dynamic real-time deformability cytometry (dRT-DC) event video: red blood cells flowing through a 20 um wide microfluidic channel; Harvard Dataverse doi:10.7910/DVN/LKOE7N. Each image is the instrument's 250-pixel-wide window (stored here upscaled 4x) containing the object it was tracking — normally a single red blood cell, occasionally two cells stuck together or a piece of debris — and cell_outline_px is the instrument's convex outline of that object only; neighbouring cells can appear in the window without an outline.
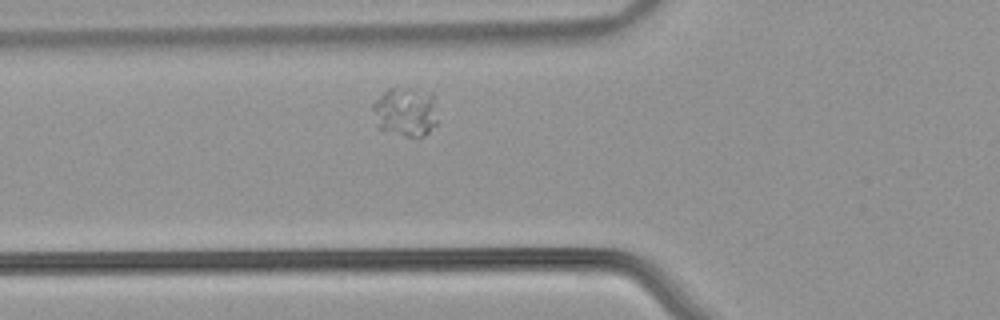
{"species": "common noctule bat (a hibernating species)", "species_latin": "Nyctalus noctula", "temperature_condition": "warm", "stored_images_in_passage": 37, "segment_of_instrument_passage": [1, 2], "camera_frame_rate_fps": 3000, "um_per_image_px": 0.085, "animal": {"sex": "male", "body_mass_g": 21.5, "forearm_length_mm": 52.0}, "frame": {"image": 1, "passage_image": 6, "time_ms": 1.667, "image_size_px": [1000, 320], "cell_outline_px": [[436, 124], [424, 136], [404, 136], [376, 128], [372, 108], [372, 104], [388, 88], [392, 88], [432, 92], [436, 120]], "centroid_in_image_um": [34.42, 9.53], "position_along_channel_um": 91.4, "area_um2": 18.32}}
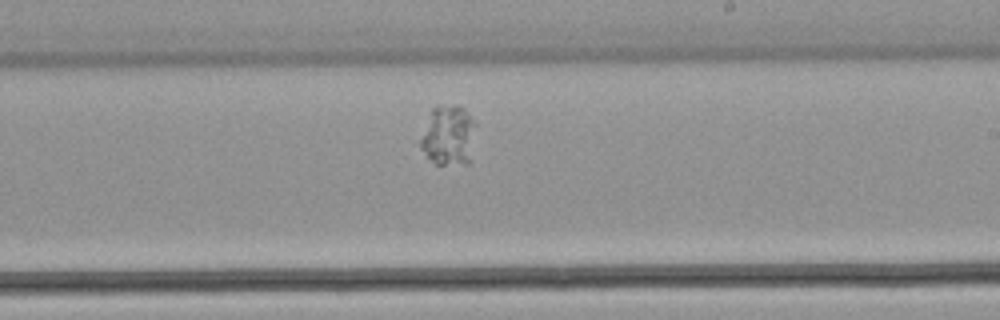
{"frame": {"image": 2, "passage_image": 19, "time_ms": 6.0, "image_size_px": [1000, 320], "cell_outline_px": [[476, 124], [472, 160], [468, 164], [436, 164], [420, 148], [420, 140], [432, 108], [436, 104], [456, 104], [464, 108]], "centroid_in_image_um": [38.16, 11.5], "position_along_channel_um": 250.8, "area_um2": 19.71}}
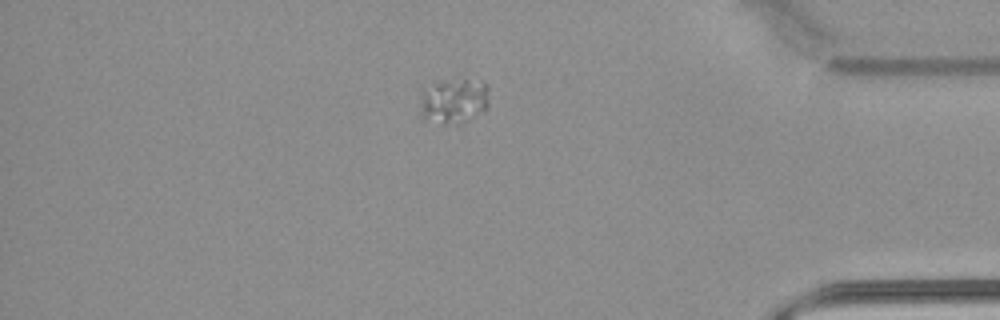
{"frame": {"image": 3, "passage_image": 33, "time_ms": 10.667, "image_size_px": [1000, 320], "cell_outline_px": [[488, 108], [484, 112], [456, 128], [424, 120], [420, 116], [424, 92], [436, 84], [444, 80], [484, 80], [488, 88]], "centroid_in_image_um": [38.66, 8.67], "position_along_channel_um": 396.5, "area_um2": 18.61}}